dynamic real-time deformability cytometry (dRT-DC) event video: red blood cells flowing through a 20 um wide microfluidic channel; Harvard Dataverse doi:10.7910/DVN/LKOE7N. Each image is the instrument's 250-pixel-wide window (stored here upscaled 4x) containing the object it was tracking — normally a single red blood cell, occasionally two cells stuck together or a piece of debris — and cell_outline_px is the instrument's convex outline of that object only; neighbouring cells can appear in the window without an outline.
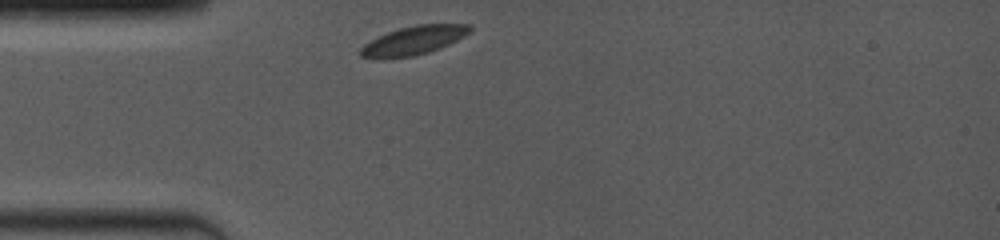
{"species": "common noctule bat (a hibernating species)", "species_latin": "Nyctalus noctula", "temperature_condition": "room temperature", "stored_images_in_passage": 38, "camera_frame_rate_fps": 4000, "um_per_image_px": 0.085, "animal": {"sex": "female", "body_mass_g": 19.0, "forearm_length_mm": 53.3}, "frame": {"image": 1, "passage_image": 1, "time_ms": 0.0, "image_size_px": [1000, 240], "cell_outline_px": [[472, 28], [464, 36], [440, 48], [428, 52], [412, 56], [376, 60], [360, 56], [360, 48], [364, 44], [388, 32], [400, 28], [416, 24], [472, 24]], "centroid_in_image_um": [35.13, 3.45], "position_along_channel_um": 49.9, "area_um2": 18.26}}
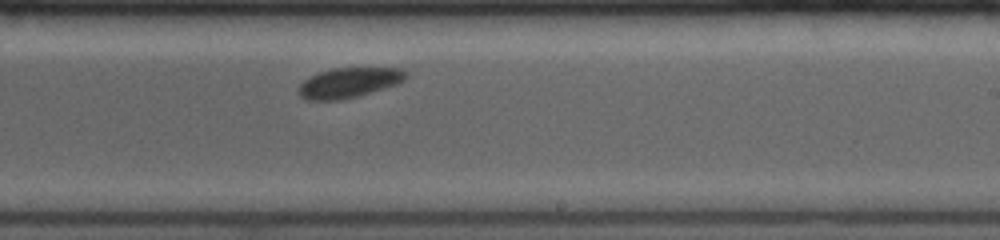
{"frame": {"image": 2, "passage_image": 22, "time_ms": 5.75, "image_size_px": [1000, 240], "cell_outline_px": [[408, 76], [404, 80], [396, 84], [356, 96], [340, 100], [304, 100], [300, 96], [300, 84], [304, 80], [320, 72], [332, 68], [400, 68], [408, 72]], "centroid_in_image_um": [29.67, 7.02], "position_along_channel_um": 259.3, "area_um2": 18.5}}
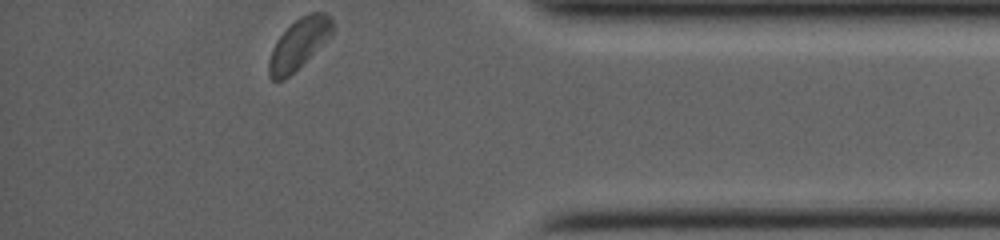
{"frame": {"image": 3, "passage_image": 38, "time_ms": 10.0, "image_size_px": [1000, 240], "cell_outline_px": [[332, 32], [284, 80], [272, 80], [268, 76], [268, 60], [272, 48], [276, 40], [300, 16], [308, 12], [324, 12], [332, 16]], "centroid_in_image_um": [25.34, 3.7], "position_along_channel_um": 409.9, "area_um2": 17.92}, "authors_computed_cell_mechanics": {"area_um2": 18.9873, "velocity_mm_per_s": 3.8587, "shape_relaxation_time_tau1_ms": 0.852, "shape_relaxation_time_tau2_ms": null, "deformation_change_tau1": 0.0509, "deformation_change_tau2": null}}